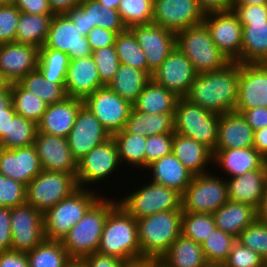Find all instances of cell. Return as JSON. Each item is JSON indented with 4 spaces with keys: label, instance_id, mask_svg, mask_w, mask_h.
Segmentation results:
<instances>
[{
    "label": "cell",
    "instance_id": "cell-1",
    "mask_svg": "<svg viewBox=\"0 0 267 267\" xmlns=\"http://www.w3.org/2000/svg\"><path fill=\"white\" fill-rule=\"evenodd\" d=\"M238 85L239 63L231 61L219 70L197 74L185 98L211 113L222 115L235 111Z\"/></svg>",
    "mask_w": 267,
    "mask_h": 267
},
{
    "label": "cell",
    "instance_id": "cell-25",
    "mask_svg": "<svg viewBox=\"0 0 267 267\" xmlns=\"http://www.w3.org/2000/svg\"><path fill=\"white\" fill-rule=\"evenodd\" d=\"M253 144L254 130L240 112L230 111L220 115L215 151L248 148Z\"/></svg>",
    "mask_w": 267,
    "mask_h": 267
},
{
    "label": "cell",
    "instance_id": "cell-7",
    "mask_svg": "<svg viewBox=\"0 0 267 267\" xmlns=\"http://www.w3.org/2000/svg\"><path fill=\"white\" fill-rule=\"evenodd\" d=\"M220 115L179 98L174 114V132L192 138L205 145L212 152L218 142Z\"/></svg>",
    "mask_w": 267,
    "mask_h": 267
},
{
    "label": "cell",
    "instance_id": "cell-55",
    "mask_svg": "<svg viewBox=\"0 0 267 267\" xmlns=\"http://www.w3.org/2000/svg\"><path fill=\"white\" fill-rule=\"evenodd\" d=\"M231 10L242 26H248L251 22L267 21V5L231 6Z\"/></svg>",
    "mask_w": 267,
    "mask_h": 267
},
{
    "label": "cell",
    "instance_id": "cell-12",
    "mask_svg": "<svg viewBox=\"0 0 267 267\" xmlns=\"http://www.w3.org/2000/svg\"><path fill=\"white\" fill-rule=\"evenodd\" d=\"M12 250L29 252L44 239V213L25 203L11 208Z\"/></svg>",
    "mask_w": 267,
    "mask_h": 267
},
{
    "label": "cell",
    "instance_id": "cell-15",
    "mask_svg": "<svg viewBox=\"0 0 267 267\" xmlns=\"http://www.w3.org/2000/svg\"><path fill=\"white\" fill-rule=\"evenodd\" d=\"M111 134L84 104L79 108L67 141L72 157L78 162L88 152L104 143Z\"/></svg>",
    "mask_w": 267,
    "mask_h": 267
},
{
    "label": "cell",
    "instance_id": "cell-17",
    "mask_svg": "<svg viewBox=\"0 0 267 267\" xmlns=\"http://www.w3.org/2000/svg\"><path fill=\"white\" fill-rule=\"evenodd\" d=\"M135 35L153 73L176 47V33L161 26L149 23L129 28Z\"/></svg>",
    "mask_w": 267,
    "mask_h": 267
},
{
    "label": "cell",
    "instance_id": "cell-38",
    "mask_svg": "<svg viewBox=\"0 0 267 267\" xmlns=\"http://www.w3.org/2000/svg\"><path fill=\"white\" fill-rule=\"evenodd\" d=\"M118 150L120 162L130 167L145 169L146 137L127 133L124 129L111 135ZM126 162V163H125Z\"/></svg>",
    "mask_w": 267,
    "mask_h": 267
},
{
    "label": "cell",
    "instance_id": "cell-54",
    "mask_svg": "<svg viewBox=\"0 0 267 267\" xmlns=\"http://www.w3.org/2000/svg\"><path fill=\"white\" fill-rule=\"evenodd\" d=\"M20 14L13 4L0 5V44L15 42Z\"/></svg>",
    "mask_w": 267,
    "mask_h": 267
},
{
    "label": "cell",
    "instance_id": "cell-71",
    "mask_svg": "<svg viewBox=\"0 0 267 267\" xmlns=\"http://www.w3.org/2000/svg\"><path fill=\"white\" fill-rule=\"evenodd\" d=\"M127 267H152V260H142L129 263Z\"/></svg>",
    "mask_w": 267,
    "mask_h": 267
},
{
    "label": "cell",
    "instance_id": "cell-14",
    "mask_svg": "<svg viewBox=\"0 0 267 267\" xmlns=\"http://www.w3.org/2000/svg\"><path fill=\"white\" fill-rule=\"evenodd\" d=\"M204 24L218 49L230 61L241 56L243 27L232 10L205 13Z\"/></svg>",
    "mask_w": 267,
    "mask_h": 267
},
{
    "label": "cell",
    "instance_id": "cell-27",
    "mask_svg": "<svg viewBox=\"0 0 267 267\" xmlns=\"http://www.w3.org/2000/svg\"><path fill=\"white\" fill-rule=\"evenodd\" d=\"M228 200L258 208L267 183V162L260 168L238 177L226 178Z\"/></svg>",
    "mask_w": 267,
    "mask_h": 267
},
{
    "label": "cell",
    "instance_id": "cell-57",
    "mask_svg": "<svg viewBox=\"0 0 267 267\" xmlns=\"http://www.w3.org/2000/svg\"><path fill=\"white\" fill-rule=\"evenodd\" d=\"M82 263L85 267H127L130 262L120 258L95 252L84 257Z\"/></svg>",
    "mask_w": 267,
    "mask_h": 267
},
{
    "label": "cell",
    "instance_id": "cell-21",
    "mask_svg": "<svg viewBox=\"0 0 267 267\" xmlns=\"http://www.w3.org/2000/svg\"><path fill=\"white\" fill-rule=\"evenodd\" d=\"M39 48L30 44H0V74L7 83L18 82L37 69Z\"/></svg>",
    "mask_w": 267,
    "mask_h": 267
},
{
    "label": "cell",
    "instance_id": "cell-3",
    "mask_svg": "<svg viewBox=\"0 0 267 267\" xmlns=\"http://www.w3.org/2000/svg\"><path fill=\"white\" fill-rule=\"evenodd\" d=\"M97 252L130 263L141 261L137 221L119 204L108 213Z\"/></svg>",
    "mask_w": 267,
    "mask_h": 267
},
{
    "label": "cell",
    "instance_id": "cell-49",
    "mask_svg": "<svg viewBox=\"0 0 267 267\" xmlns=\"http://www.w3.org/2000/svg\"><path fill=\"white\" fill-rule=\"evenodd\" d=\"M237 240L245 247L257 252L264 260H267V224L256 219L247 226Z\"/></svg>",
    "mask_w": 267,
    "mask_h": 267
},
{
    "label": "cell",
    "instance_id": "cell-10",
    "mask_svg": "<svg viewBox=\"0 0 267 267\" xmlns=\"http://www.w3.org/2000/svg\"><path fill=\"white\" fill-rule=\"evenodd\" d=\"M77 189L73 174L42 170L26 186V203L45 213Z\"/></svg>",
    "mask_w": 267,
    "mask_h": 267
},
{
    "label": "cell",
    "instance_id": "cell-52",
    "mask_svg": "<svg viewBox=\"0 0 267 267\" xmlns=\"http://www.w3.org/2000/svg\"><path fill=\"white\" fill-rule=\"evenodd\" d=\"M264 259L257 253L243 246L238 240L232 245L222 267H262Z\"/></svg>",
    "mask_w": 267,
    "mask_h": 267
},
{
    "label": "cell",
    "instance_id": "cell-33",
    "mask_svg": "<svg viewBox=\"0 0 267 267\" xmlns=\"http://www.w3.org/2000/svg\"><path fill=\"white\" fill-rule=\"evenodd\" d=\"M165 267H208L202 245L182 234L159 260Z\"/></svg>",
    "mask_w": 267,
    "mask_h": 267
},
{
    "label": "cell",
    "instance_id": "cell-18",
    "mask_svg": "<svg viewBox=\"0 0 267 267\" xmlns=\"http://www.w3.org/2000/svg\"><path fill=\"white\" fill-rule=\"evenodd\" d=\"M196 76L197 72L191 61L175 47L161 66L153 72L151 78L179 98H184Z\"/></svg>",
    "mask_w": 267,
    "mask_h": 267
},
{
    "label": "cell",
    "instance_id": "cell-20",
    "mask_svg": "<svg viewBox=\"0 0 267 267\" xmlns=\"http://www.w3.org/2000/svg\"><path fill=\"white\" fill-rule=\"evenodd\" d=\"M267 107V64L239 63V85L235 109Z\"/></svg>",
    "mask_w": 267,
    "mask_h": 267
},
{
    "label": "cell",
    "instance_id": "cell-66",
    "mask_svg": "<svg viewBox=\"0 0 267 267\" xmlns=\"http://www.w3.org/2000/svg\"><path fill=\"white\" fill-rule=\"evenodd\" d=\"M12 104L11 83L0 88V115H8V107Z\"/></svg>",
    "mask_w": 267,
    "mask_h": 267
},
{
    "label": "cell",
    "instance_id": "cell-43",
    "mask_svg": "<svg viewBox=\"0 0 267 267\" xmlns=\"http://www.w3.org/2000/svg\"><path fill=\"white\" fill-rule=\"evenodd\" d=\"M11 95L16 114L38 124L48 104L34 93L23 89L17 82L11 83Z\"/></svg>",
    "mask_w": 267,
    "mask_h": 267
},
{
    "label": "cell",
    "instance_id": "cell-36",
    "mask_svg": "<svg viewBox=\"0 0 267 267\" xmlns=\"http://www.w3.org/2000/svg\"><path fill=\"white\" fill-rule=\"evenodd\" d=\"M150 79L146 72L120 63L113 80L107 86L133 105Z\"/></svg>",
    "mask_w": 267,
    "mask_h": 267
},
{
    "label": "cell",
    "instance_id": "cell-8",
    "mask_svg": "<svg viewBox=\"0 0 267 267\" xmlns=\"http://www.w3.org/2000/svg\"><path fill=\"white\" fill-rule=\"evenodd\" d=\"M138 190L117 200L118 204L136 220L152 214L182 210V194L177 190L149 181Z\"/></svg>",
    "mask_w": 267,
    "mask_h": 267
},
{
    "label": "cell",
    "instance_id": "cell-78",
    "mask_svg": "<svg viewBox=\"0 0 267 267\" xmlns=\"http://www.w3.org/2000/svg\"><path fill=\"white\" fill-rule=\"evenodd\" d=\"M208 267H222V266L209 265Z\"/></svg>",
    "mask_w": 267,
    "mask_h": 267
},
{
    "label": "cell",
    "instance_id": "cell-76",
    "mask_svg": "<svg viewBox=\"0 0 267 267\" xmlns=\"http://www.w3.org/2000/svg\"><path fill=\"white\" fill-rule=\"evenodd\" d=\"M262 267H267V260H264Z\"/></svg>",
    "mask_w": 267,
    "mask_h": 267
},
{
    "label": "cell",
    "instance_id": "cell-23",
    "mask_svg": "<svg viewBox=\"0 0 267 267\" xmlns=\"http://www.w3.org/2000/svg\"><path fill=\"white\" fill-rule=\"evenodd\" d=\"M43 170L34 144L14 149H2L0 174L25 186Z\"/></svg>",
    "mask_w": 267,
    "mask_h": 267
},
{
    "label": "cell",
    "instance_id": "cell-56",
    "mask_svg": "<svg viewBox=\"0 0 267 267\" xmlns=\"http://www.w3.org/2000/svg\"><path fill=\"white\" fill-rule=\"evenodd\" d=\"M117 33L108 29L95 27L87 35L91 50L95 51L106 46H113L115 44Z\"/></svg>",
    "mask_w": 267,
    "mask_h": 267
},
{
    "label": "cell",
    "instance_id": "cell-59",
    "mask_svg": "<svg viewBox=\"0 0 267 267\" xmlns=\"http://www.w3.org/2000/svg\"><path fill=\"white\" fill-rule=\"evenodd\" d=\"M12 4L23 13L54 15L48 0H13Z\"/></svg>",
    "mask_w": 267,
    "mask_h": 267
},
{
    "label": "cell",
    "instance_id": "cell-30",
    "mask_svg": "<svg viewBox=\"0 0 267 267\" xmlns=\"http://www.w3.org/2000/svg\"><path fill=\"white\" fill-rule=\"evenodd\" d=\"M172 153L194 175L209 172L213 152L198 141L174 132Z\"/></svg>",
    "mask_w": 267,
    "mask_h": 267
},
{
    "label": "cell",
    "instance_id": "cell-64",
    "mask_svg": "<svg viewBox=\"0 0 267 267\" xmlns=\"http://www.w3.org/2000/svg\"><path fill=\"white\" fill-rule=\"evenodd\" d=\"M54 14H65L70 9L78 6L81 0H48Z\"/></svg>",
    "mask_w": 267,
    "mask_h": 267
},
{
    "label": "cell",
    "instance_id": "cell-67",
    "mask_svg": "<svg viewBox=\"0 0 267 267\" xmlns=\"http://www.w3.org/2000/svg\"><path fill=\"white\" fill-rule=\"evenodd\" d=\"M16 115L13 104L8 107V115H0V141L8 135V126L10 119Z\"/></svg>",
    "mask_w": 267,
    "mask_h": 267
},
{
    "label": "cell",
    "instance_id": "cell-53",
    "mask_svg": "<svg viewBox=\"0 0 267 267\" xmlns=\"http://www.w3.org/2000/svg\"><path fill=\"white\" fill-rule=\"evenodd\" d=\"M174 133L158 134L146 137L145 169L152 162L172 152Z\"/></svg>",
    "mask_w": 267,
    "mask_h": 267
},
{
    "label": "cell",
    "instance_id": "cell-41",
    "mask_svg": "<svg viewBox=\"0 0 267 267\" xmlns=\"http://www.w3.org/2000/svg\"><path fill=\"white\" fill-rule=\"evenodd\" d=\"M114 47L121 64L144 71L152 77L144 52L129 28L116 35Z\"/></svg>",
    "mask_w": 267,
    "mask_h": 267
},
{
    "label": "cell",
    "instance_id": "cell-75",
    "mask_svg": "<svg viewBox=\"0 0 267 267\" xmlns=\"http://www.w3.org/2000/svg\"><path fill=\"white\" fill-rule=\"evenodd\" d=\"M7 82L2 78L0 74V88H2Z\"/></svg>",
    "mask_w": 267,
    "mask_h": 267
},
{
    "label": "cell",
    "instance_id": "cell-31",
    "mask_svg": "<svg viewBox=\"0 0 267 267\" xmlns=\"http://www.w3.org/2000/svg\"><path fill=\"white\" fill-rule=\"evenodd\" d=\"M216 228L238 238L240 233L257 219V211L246 203L228 200L213 214Z\"/></svg>",
    "mask_w": 267,
    "mask_h": 267
},
{
    "label": "cell",
    "instance_id": "cell-46",
    "mask_svg": "<svg viewBox=\"0 0 267 267\" xmlns=\"http://www.w3.org/2000/svg\"><path fill=\"white\" fill-rule=\"evenodd\" d=\"M236 241L233 235L215 228L201 244L208 264L222 266Z\"/></svg>",
    "mask_w": 267,
    "mask_h": 267
},
{
    "label": "cell",
    "instance_id": "cell-22",
    "mask_svg": "<svg viewBox=\"0 0 267 267\" xmlns=\"http://www.w3.org/2000/svg\"><path fill=\"white\" fill-rule=\"evenodd\" d=\"M43 170L77 175V161L72 157L67 138L37 132L34 140Z\"/></svg>",
    "mask_w": 267,
    "mask_h": 267
},
{
    "label": "cell",
    "instance_id": "cell-5",
    "mask_svg": "<svg viewBox=\"0 0 267 267\" xmlns=\"http://www.w3.org/2000/svg\"><path fill=\"white\" fill-rule=\"evenodd\" d=\"M176 47L191 61L197 74L219 70L231 62L214 44L204 22L176 32Z\"/></svg>",
    "mask_w": 267,
    "mask_h": 267
},
{
    "label": "cell",
    "instance_id": "cell-42",
    "mask_svg": "<svg viewBox=\"0 0 267 267\" xmlns=\"http://www.w3.org/2000/svg\"><path fill=\"white\" fill-rule=\"evenodd\" d=\"M79 6L87 14L88 28L91 30L100 27L118 34L127 29L116 9L107 8L97 0H81Z\"/></svg>",
    "mask_w": 267,
    "mask_h": 267
},
{
    "label": "cell",
    "instance_id": "cell-34",
    "mask_svg": "<svg viewBox=\"0 0 267 267\" xmlns=\"http://www.w3.org/2000/svg\"><path fill=\"white\" fill-rule=\"evenodd\" d=\"M174 114H147L132 107L124 130L129 134L144 137L174 133Z\"/></svg>",
    "mask_w": 267,
    "mask_h": 267
},
{
    "label": "cell",
    "instance_id": "cell-29",
    "mask_svg": "<svg viewBox=\"0 0 267 267\" xmlns=\"http://www.w3.org/2000/svg\"><path fill=\"white\" fill-rule=\"evenodd\" d=\"M145 170H150L152 174L150 181L175 189L181 194L194 177L172 152L152 162Z\"/></svg>",
    "mask_w": 267,
    "mask_h": 267
},
{
    "label": "cell",
    "instance_id": "cell-68",
    "mask_svg": "<svg viewBox=\"0 0 267 267\" xmlns=\"http://www.w3.org/2000/svg\"><path fill=\"white\" fill-rule=\"evenodd\" d=\"M256 211H257V219L260 222L267 224V183L265 189L263 190L262 199Z\"/></svg>",
    "mask_w": 267,
    "mask_h": 267
},
{
    "label": "cell",
    "instance_id": "cell-9",
    "mask_svg": "<svg viewBox=\"0 0 267 267\" xmlns=\"http://www.w3.org/2000/svg\"><path fill=\"white\" fill-rule=\"evenodd\" d=\"M220 176L210 171L194 175L182 193V211L213 214L223 206L228 201V189L226 178Z\"/></svg>",
    "mask_w": 267,
    "mask_h": 267
},
{
    "label": "cell",
    "instance_id": "cell-73",
    "mask_svg": "<svg viewBox=\"0 0 267 267\" xmlns=\"http://www.w3.org/2000/svg\"><path fill=\"white\" fill-rule=\"evenodd\" d=\"M152 267H165V266L158 260H152Z\"/></svg>",
    "mask_w": 267,
    "mask_h": 267
},
{
    "label": "cell",
    "instance_id": "cell-32",
    "mask_svg": "<svg viewBox=\"0 0 267 267\" xmlns=\"http://www.w3.org/2000/svg\"><path fill=\"white\" fill-rule=\"evenodd\" d=\"M178 100L179 97L175 93L151 78L132 106L135 110L147 114L175 113Z\"/></svg>",
    "mask_w": 267,
    "mask_h": 267
},
{
    "label": "cell",
    "instance_id": "cell-62",
    "mask_svg": "<svg viewBox=\"0 0 267 267\" xmlns=\"http://www.w3.org/2000/svg\"><path fill=\"white\" fill-rule=\"evenodd\" d=\"M65 15L74 23L79 34L87 36L91 32L88 28L87 14L79 5L67 11Z\"/></svg>",
    "mask_w": 267,
    "mask_h": 267
},
{
    "label": "cell",
    "instance_id": "cell-65",
    "mask_svg": "<svg viewBox=\"0 0 267 267\" xmlns=\"http://www.w3.org/2000/svg\"><path fill=\"white\" fill-rule=\"evenodd\" d=\"M253 147L267 160V127L254 131Z\"/></svg>",
    "mask_w": 267,
    "mask_h": 267
},
{
    "label": "cell",
    "instance_id": "cell-47",
    "mask_svg": "<svg viewBox=\"0 0 267 267\" xmlns=\"http://www.w3.org/2000/svg\"><path fill=\"white\" fill-rule=\"evenodd\" d=\"M216 228L213 215L210 213L183 212L181 234L202 244Z\"/></svg>",
    "mask_w": 267,
    "mask_h": 267
},
{
    "label": "cell",
    "instance_id": "cell-26",
    "mask_svg": "<svg viewBox=\"0 0 267 267\" xmlns=\"http://www.w3.org/2000/svg\"><path fill=\"white\" fill-rule=\"evenodd\" d=\"M82 105L83 100L71 97L48 105L47 110L37 124L38 132L67 138L73 128L77 112Z\"/></svg>",
    "mask_w": 267,
    "mask_h": 267
},
{
    "label": "cell",
    "instance_id": "cell-11",
    "mask_svg": "<svg viewBox=\"0 0 267 267\" xmlns=\"http://www.w3.org/2000/svg\"><path fill=\"white\" fill-rule=\"evenodd\" d=\"M120 164L117 146L111 136L77 162L76 181L78 188L88 189L89 186L90 189V184H100L105 178L108 179L113 172L118 171Z\"/></svg>",
    "mask_w": 267,
    "mask_h": 267
},
{
    "label": "cell",
    "instance_id": "cell-51",
    "mask_svg": "<svg viewBox=\"0 0 267 267\" xmlns=\"http://www.w3.org/2000/svg\"><path fill=\"white\" fill-rule=\"evenodd\" d=\"M26 203V186L0 174V206L16 207Z\"/></svg>",
    "mask_w": 267,
    "mask_h": 267
},
{
    "label": "cell",
    "instance_id": "cell-28",
    "mask_svg": "<svg viewBox=\"0 0 267 267\" xmlns=\"http://www.w3.org/2000/svg\"><path fill=\"white\" fill-rule=\"evenodd\" d=\"M266 162L267 160L254 147L213 152V164L222 169L227 178L260 169Z\"/></svg>",
    "mask_w": 267,
    "mask_h": 267
},
{
    "label": "cell",
    "instance_id": "cell-69",
    "mask_svg": "<svg viewBox=\"0 0 267 267\" xmlns=\"http://www.w3.org/2000/svg\"><path fill=\"white\" fill-rule=\"evenodd\" d=\"M267 5V0H233L232 6Z\"/></svg>",
    "mask_w": 267,
    "mask_h": 267
},
{
    "label": "cell",
    "instance_id": "cell-37",
    "mask_svg": "<svg viewBox=\"0 0 267 267\" xmlns=\"http://www.w3.org/2000/svg\"><path fill=\"white\" fill-rule=\"evenodd\" d=\"M53 16L54 15H34L21 12L15 35V42L42 48L46 42Z\"/></svg>",
    "mask_w": 267,
    "mask_h": 267
},
{
    "label": "cell",
    "instance_id": "cell-72",
    "mask_svg": "<svg viewBox=\"0 0 267 267\" xmlns=\"http://www.w3.org/2000/svg\"><path fill=\"white\" fill-rule=\"evenodd\" d=\"M67 267H85L82 261L72 260V262Z\"/></svg>",
    "mask_w": 267,
    "mask_h": 267
},
{
    "label": "cell",
    "instance_id": "cell-45",
    "mask_svg": "<svg viewBox=\"0 0 267 267\" xmlns=\"http://www.w3.org/2000/svg\"><path fill=\"white\" fill-rule=\"evenodd\" d=\"M37 132L36 123L16 114L13 119H10L8 135L1 141L2 147L14 149L30 146L34 144Z\"/></svg>",
    "mask_w": 267,
    "mask_h": 267
},
{
    "label": "cell",
    "instance_id": "cell-2",
    "mask_svg": "<svg viewBox=\"0 0 267 267\" xmlns=\"http://www.w3.org/2000/svg\"><path fill=\"white\" fill-rule=\"evenodd\" d=\"M101 197L61 240L72 260L81 261L97 252L108 213L118 204L116 198ZM116 199V200H115Z\"/></svg>",
    "mask_w": 267,
    "mask_h": 267
},
{
    "label": "cell",
    "instance_id": "cell-4",
    "mask_svg": "<svg viewBox=\"0 0 267 267\" xmlns=\"http://www.w3.org/2000/svg\"><path fill=\"white\" fill-rule=\"evenodd\" d=\"M182 210H170L137 219L142 260H160L181 235Z\"/></svg>",
    "mask_w": 267,
    "mask_h": 267
},
{
    "label": "cell",
    "instance_id": "cell-35",
    "mask_svg": "<svg viewBox=\"0 0 267 267\" xmlns=\"http://www.w3.org/2000/svg\"><path fill=\"white\" fill-rule=\"evenodd\" d=\"M243 27L241 56L238 63L267 62V21L251 22Z\"/></svg>",
    "mask_w": 267,
    "mask_h": 267
},
{
    "label": "cell",
    "instance_id": "cell-61",
    "mask_svg": "<svg viewBox=\"0 0 267 267\" xmlns=\"http://www.w3.org/2000/svg\"><path fill=\"white\" fill-rule=\"evenodd\" d=\"M0 267H29L27 253L15 250L1 251Z\"/></svg>",
    "mask_w": 267,
    "mask_h": 267
},
{
    "label": "cell",
    "instance_id": "cell-58",
    "mask_svg": "<svg viewBox=\"0 0 267 267\" xmlns=\"http://www.w3.org/2000/svg\"><path fill=\"white\" fill-rule=\"evenodd\" d=\"M11 207L0 206V252L12 250Z\"/></svg>",
    "mask_w": 267,
    "mask_h": 267
},
{
    "label": "cell",
    "instance_id": "cell-70",
    "mask_svg": "<svg viewBox=\"0 0 267 267\" xmlns=\"http://www.w3.org/2000/svg\"><path fill=\"white\" fill-rule=\"evenodd\" d=\"M101 5L110 8V9H118L121 0H97Z\"/></svg>",
    "mask_w": 267,
    "mask_h": 267
},
{
    "label": "cell",
    "instance_id": "cell-74",
    "mask_svg": "<svg viewBox=\"0 0 267 267\" xmlns=\"http://www.w3.org/2000/svg\"><path fill=\"white\" fill-rule=\"evenodd\" d=\"M12 3H13V0H0V5H9Z\"/></svg>",
    "mask_w": 267,
    "mask_h": 267
},
{
    "label": "cell",
    "instance_id": "cell-24",
    "mask_svg": "<svg viewBox=\"0 0 267 267\" xmlns=\"http://www.w3.org/2000/svg\"><path fill=\"white\" fill-rule=\"evenodd\" d=\"M103 86L92 56L70 60L65 79L68 97L84 100Z\"/></svg>",
    "mask_w": 267,
    "mask_h": 267
},
{
    "label": "cell",
    "instance_id": "cell-50",
    "mask_svg": "<svg viewBox=\"0 0 267 267\" xmlns=\"http://www.w3.org/2000/svg\"><path fill=\"white\" fill-rule=\"evenodd\" d=\"M91 56L97 66L101 83L107 86L113 80L120 66L114 45L95 50Z\"/></svg>",
    "mask_w": 267,
    "mask_h": 267
},
{
    "label": "cell",
    "instance_id": "cell-44",
    "mask_svg": "<svg viewBox=\"0 0 267 267\" xmlns=\"http://www.w3.org/2000/svg\"><path fill=\"white\" fill-rule=\"evenodd\" d=\"M70 58L67 53L51 48H39L38 69L46 80L65 84Z\"/></svg>",
    "mask_w": 267,
    "mask_h": 267
},
{
    "label": "cell",
    "instance_id": "cell-6",
    "mask_svg": "<svg viewBox=\"0 0 267 267\" xmlns=\"http://www.w3.org/2000/svg\"><path fill=\"white\" fill-rule=\"evenodd\" d=\"M99 198L93 188H78L48 209L44 213L45 239L61 241Z\"/></svg>",
    "mask_w": 267,
    "mask_h": 267
},
{
    "label": "cell",
    "instance_id": "cell-48",
    "mask_svg": "<svg viewBox=\"0 0 267 267\" xmlns=\"http://www.w3.org/2000/svg\"><path fill=\"white\" fill-rule=\"evenodd\" d=\"M154 0H121L118 12L126 26L149 24L153 21Z\"/></svg>",
    "mask_w": 267,
    "mask_h": 267
},
{
    "label": "cell",
    "instance_id": "cell-39",
    "mask_svg": "<svg viewBox=\"0 0 267 267\" xmlns=\"http://www.w3.org/2000/svg\"><path fill=\"white\" fill-rule=\"evenodd\" d=\"M27 258L29 267H67L72 262L60 240L44 239Z\"/></svg>",
    "mask_w": 267,
    "mask_h": 267
},
{
    "label": "cell",
    "instance_id": "cell-63",
    "mask_svg": "<svg viewBox=\"0 0 267 267\" xmlns=\"http://www.w3.org/2000/svg\"><path fill=\"white\" fill-rule=\"evenodd\" d=\"M200 8L205 12L231 10L233 0H197Z\"/></svg>",
    "mask_w": 267,
    "mask_h": 267
},
{
    "label": "cell",
    "instance_id": "cell-60",
    "mask_svg": "<svg viewBox=\"0 0 267 267\" xmlns=\"http://www.w3.org/2000/svg\"><path fill=\"white\" fill-rule=\"evenodd\" d=\"M246 119L254 131L267 127V107H256L253 109H235Z\"/></svg>",
    "mask_w": 267,
    "mask_h": 267
},
{
    "label": "cell",
    "instance_id": "cell-40",
    "mask_svg": "<svg viewBox=\"0 0 267 267\" xmlns=\"http://www.w3.org/2000/svg\"><path fill=\"white\" fill-rule=\"evenodd\" d=\"M23 89L34 93L48 105L55 104L67 98L65 84H57L46 80L37 68L17 82Z\"/></svg>",
    "mask_w": 267,
    "mask_h": 267
},
{
    "label": "cell",
    "instance_id": "cell-16",
    "mask_svg": "<svg viewBox=\"0 0 267 267\" xmlns=\"http://www.w3.org/2000/svg\"><path fill=\"white\" fill-rule=\"evenodd\" d=\"M197 0H154L152 23L175 33L203 22Z\"/></svg>",
    "mask_w": 267,
    "mask_h": 267
},
{
    "label": "cell",
    "instance_id": "cell-13",
    "mask_svg": "<svg viewBox=\"0 0 267 267\" xmlns=\"http://www.w3.org/2000/svg\"><path fill=\"white\" fill-rule=\"evenodd\" d=\"M83 104L111 135L124 129L133 107L108 86L95 90L83 100Z\"/></svg>",
    "mask_w": 267,
    "mask_h": 267
},
{
    "label": "cell",
    "instance_id": "cell-19",
    "mask_svg": "<svg viewBox=\"0 0 267 267\" xmlns=\"http://www.w3.org/2000/svg\"><path fill=\"white\" fill-rule=\"evenodd\" d=\"M42 48L67 53L70 60L91 56L87 36L79 34L74 23L65 14H54L46 42Z\"/></svg>",
    "mask_w": 267,
    "mask_h": 267
},
{
    "label": "cell",
    "instance_id": "cell-77",
    "mask_svg": "<svg viewBox=\"0 0 267 267\" xmlns=\"http://www.w3.org/2000/svg\"><path fill=\"white\" fill-rule=\"evenodd\" d=\"M3 149V147H2V143H1V141H0V153H1V150Z\"/></svg>",
    "mask_w": 267,
    "mask_h": 267
}]
</instances>
